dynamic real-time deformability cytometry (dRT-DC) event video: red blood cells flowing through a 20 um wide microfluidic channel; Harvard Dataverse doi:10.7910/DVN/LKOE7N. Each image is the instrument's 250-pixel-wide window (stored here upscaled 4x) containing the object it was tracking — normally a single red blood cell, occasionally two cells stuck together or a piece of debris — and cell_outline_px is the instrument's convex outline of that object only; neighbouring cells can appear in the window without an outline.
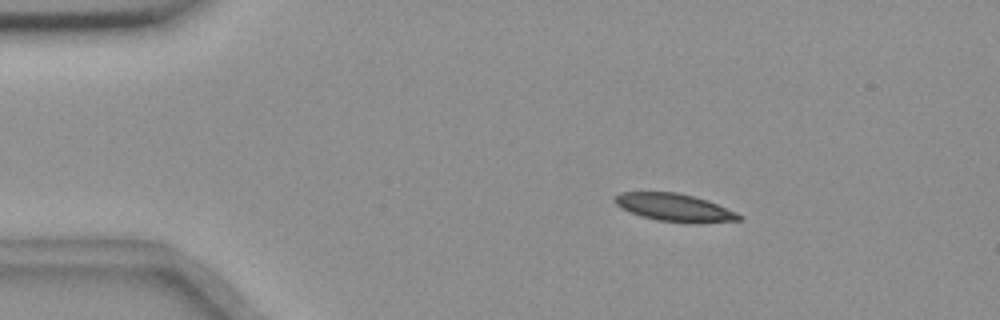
{"species": "common noctule bat (a hibernating species)", "species_latin": "Nyctalus noctula", "temperature_condition": "room temperature", "stored_images_in_passage": 55, "camera_frame_rate_fps": 3000, "um_per_image_px": 0.085, "animal": {"sex": "female", "body_mass_g": 18.4}, "frame": {"image": 1, "passage_image": 9, "time_ms": 2.667, "image_size_px": [1000, 320], "cell_outline_px": [[744, 220], [692, 224], [688, 224], [656, 220], [640, 216], [628, 212], [620, 208], [612, 200], [620, 192], [676, 192], [708, 200], [736, 212], [744, 216]], "centroid_in_image_um": [57.35, 17.66], "position_along_channel_um": 27.7, "area_um2": 20.52}}
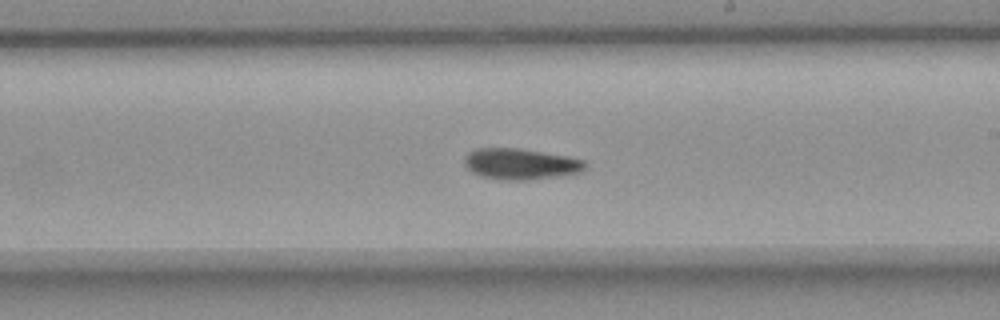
{"frame": {"image": 2, "passage_image": 32, "time_ms": 10.333, "image_size_px": [1000, 320], "cell_outline_px": [[584, 168], [580, 172], [564, 176], [528, 180], [504, 180], [480, 176], [472, 172], [464, 164], [464, 156], [468, 152], [476, 148], [516, 148], [568, 156], [584, 160]], "centroid_in_image_um": [44.22, 13.94], "position_along_channel_um": 244.8, "area_um2": 21.91}}
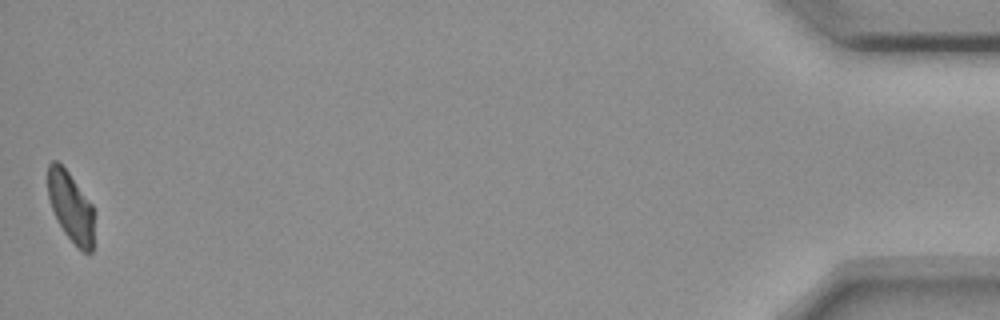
{"frame": {"image": 3, "passage_image": 55, "time_ms": 18.0, "image_size_px": [1000, 320], "cell_outline_px": [[92, 252], [84, 252], [64, 232], [56, 220], [48, 196], [48, 164], [52, 160], [56, 160], [68, 172], [92, 204]], "centroid_in_image_um": [5.98, 17.54], "position_along_channel_um": 429.2, "area_um2": 18.32}, "authors_computed_cell_mechanics": {"area_um2": 20.9814, "velocity_mm_per_s": 3.6391, "shape_relaxation_time_tau1_ms": 6.9519, "shape_relaxation_time_tau2_ms": null, "deformation_change_tau1": 0.1722, "deformation_change_tau2": null}}